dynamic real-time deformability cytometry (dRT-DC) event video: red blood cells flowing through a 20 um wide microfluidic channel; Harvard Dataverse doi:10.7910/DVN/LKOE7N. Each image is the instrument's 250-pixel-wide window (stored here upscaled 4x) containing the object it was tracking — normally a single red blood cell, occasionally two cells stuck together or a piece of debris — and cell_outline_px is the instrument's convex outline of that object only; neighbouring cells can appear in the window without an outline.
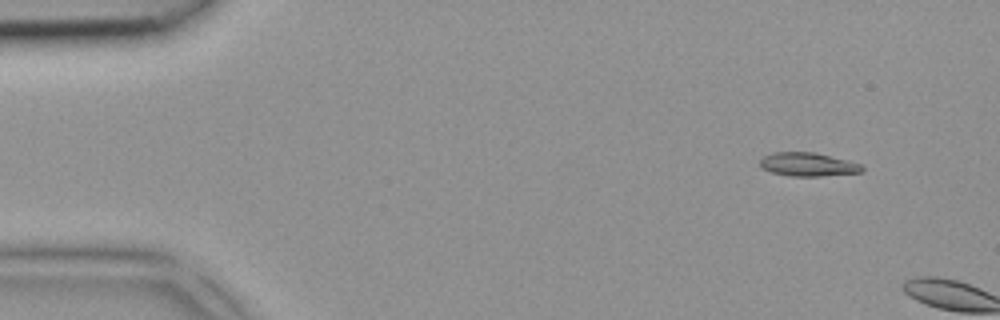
{"species": "common noctule bat (a hibernating species)", "species_latin": "Nyctalus noctula", "temperature_condition": "room temperature", "stored_images_in_passage": 6, "camera_frame_rate_fps": 3000, "um_per_image_px": 0.085, "animal": {"sex": "female", "body_mass_g": 18.4}, "frame": {"image": 1, "passage_image": 1, "time_ms": 0.0, "image_size_px": [1000, 320], "cell_outline_px": [[864, 168], [860, 172], [820, 176], [788, 176], [772, 172], [760, 168], [760, 160], [764, 156], [772, 152], [816, 152], [864, 164]], "centroid_in_image_um": [68.68, 13.97], "position_along_channel_um": 16.3, "area_um2": 14.16}}
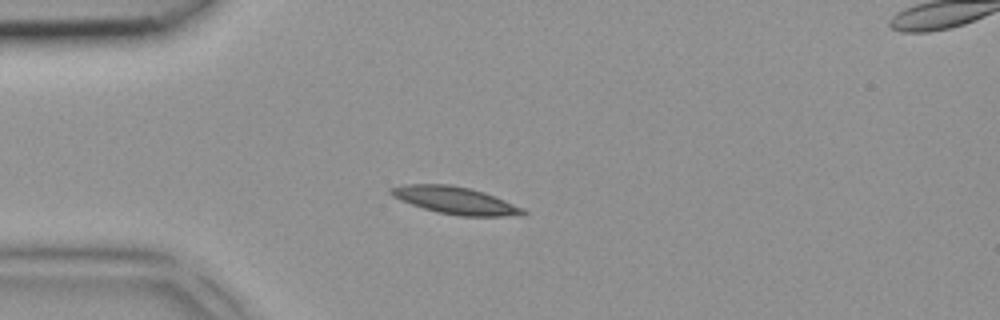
{"frame": {"image": 2, "passage_image": 4, "time_ms": 1.0, "image_size_px": [1000, 320], "cell_outline_px": [[528, 212], [524, 216], [460, 216], [440, 212], [424, 208], [400, 200], [392, 196], [388, 192], [388, 188], [404, 184], [452, 184], [484, 192], [524, 208]], "centroid_in_image_um": [38.71, 17.03], "position_along_channel_um": 46.3, "area_um2": 21.04}}